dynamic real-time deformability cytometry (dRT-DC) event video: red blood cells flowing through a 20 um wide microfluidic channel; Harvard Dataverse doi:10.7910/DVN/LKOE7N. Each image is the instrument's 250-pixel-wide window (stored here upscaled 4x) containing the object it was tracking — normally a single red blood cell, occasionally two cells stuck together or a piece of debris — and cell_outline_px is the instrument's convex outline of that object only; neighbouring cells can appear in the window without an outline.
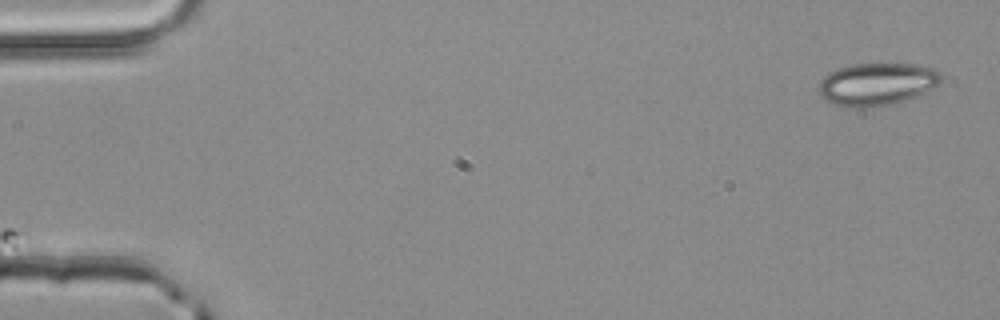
{"species": "common noctule bat (a hibernating species)", "species_latin": "Nyctalus noctula", "temperature_condition": "room temperature", "stored_images_in_passage": 50, "camera_frame_rate_fps": 3000, "um_per_image_px": 0.085, "animal": {"sex": "male", "body_mass_g": 20.4}, "frame": {"image": 1, "passage_image": 1, "time_ms": 0.0, "image_size_px": [1000, 320], "cell_outline_px": [[940, 84], [916, 96], [904, 100], [888, 104], [868, 108], [856, 108], [832, 104], [824, 100], [820, 96], [820, 84], [824, 76], [828, 72], [836, 68], [848, 64], [920, 64], [936, 68], [940, 72]], "centroid_in_image_um": [74.52, 7.14], "position_along_channel_um": 10.5, "area_um2": 30.52}}
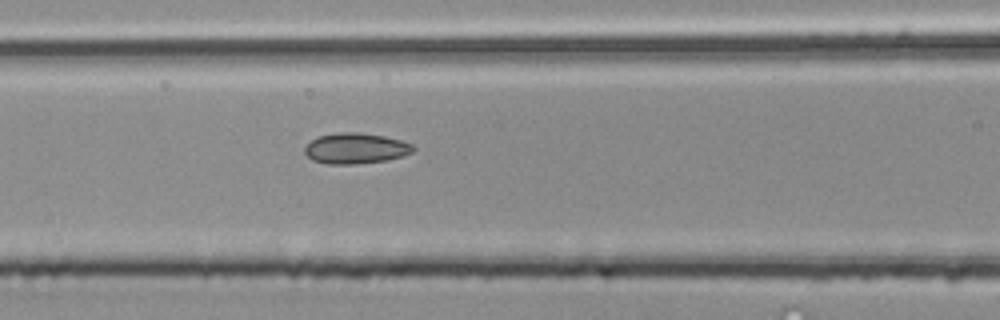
{"frame": {"image": 2, "passage_image": 21, "time_ms": 6.667, "image_size_px": [1000, 320], "cell_outline_px": [[416, 148], [412, 152], [388, 160], [356, 164], [328, 164], [312, 160], [304, 152], [304, 148], [312, 140], [320, 136], [340, 132], [360, 132], [384, 136], [400, 140], [412, 144]], "centroid_in_image_um": [30.23, 12.61], "position_along_channel_um": 136.4, "area_um2": 19.31}}
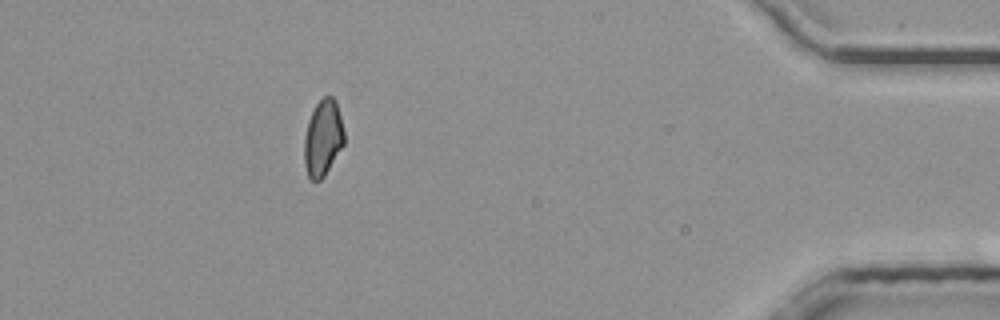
{"frame": {"image": 3, "passage_image": 45, "time_ms": 14.667, "image_size_px": [1000, 320], "cell_outline_px": [[344, 144], [324, 176], [320, 180], [312, 180], [308, 176], [304, 164], [304, 140], [308, 120], [316, 104], [324, 96], [332, 96], [336, 100], [344, 132]], "centroid_in_image_um": [27.44, 11.73], "position_along_channel_um": 407.8, "area_um2": 17.63}, "authors_computed_cell_mechanics": {"area_um2": 18.5827, "velocity_mm_per_s": 4.0812, "shape_relaxation_time_tau1_ms": 5.7464, "shape_relaxation_time_tau2_ms": 4.3184, "deformation_change_tau1": 0.113, "deformation_change_tau2": 0.099}}